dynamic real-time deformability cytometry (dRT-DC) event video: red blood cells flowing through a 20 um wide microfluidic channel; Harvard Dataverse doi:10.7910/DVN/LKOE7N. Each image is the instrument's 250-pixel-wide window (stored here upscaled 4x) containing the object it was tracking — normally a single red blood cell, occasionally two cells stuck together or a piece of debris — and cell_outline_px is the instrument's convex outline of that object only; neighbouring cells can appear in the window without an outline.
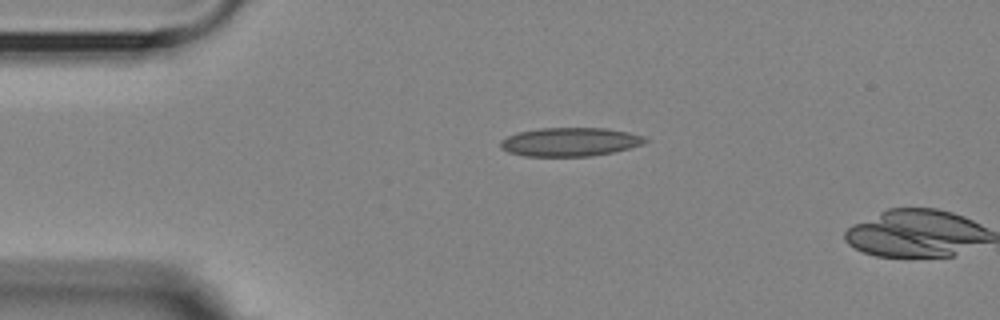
{"species": "Egyptian fruit bat (a non-hibernating species)", "species_latin": "Rousettus aegyptiacus", "temperature_condition": "room temperature", "stored_images_in_passage": 2, "camera_frame_rate_fps": 3000, "um_per_image_px": 0.085, "animal": {"sex": "female"}, "frame": {"image": 1, "passage_image": 1, "time_ms": 0.0, "image_size_px": [1000, 320], "cell_outline_px": [[648, 140], [644, 144], [612, 152], [592, 156], [524, 156], [508, 152], [500, 148], [500, 140], [508, 136], [520, 132], [540, 128], [608, 128], [628, 132], [644, 136]], "centroid_in_image_um": [48.45, 12.06], "position_along_channel_um": 36.6, "area_um2": 24.16}}